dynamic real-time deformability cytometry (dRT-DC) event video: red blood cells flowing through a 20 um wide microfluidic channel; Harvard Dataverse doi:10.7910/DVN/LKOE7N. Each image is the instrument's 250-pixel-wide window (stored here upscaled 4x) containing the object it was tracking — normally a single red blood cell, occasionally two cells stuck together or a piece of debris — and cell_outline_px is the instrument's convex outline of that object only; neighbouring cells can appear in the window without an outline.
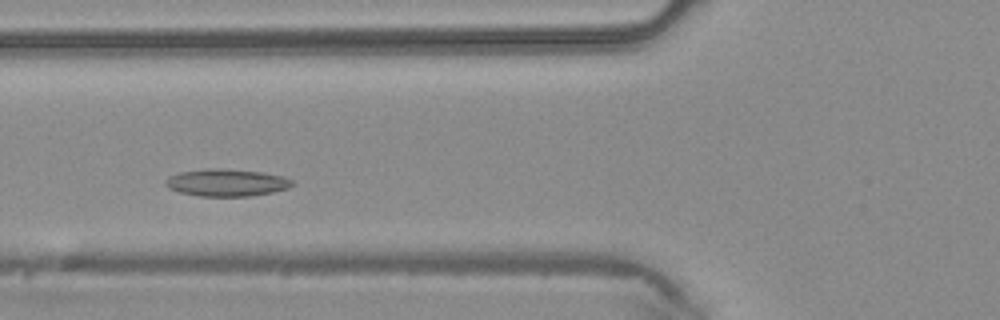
{"species": "common noctule bat (a hibernating species)", "species_latin": "Nyctalus noctula", "temperature_condition": "warm", "stored_images_in_passage": 32, "camera_frame_rate_fps": 3000, "um_per_image_px": 0.085, "animal": {"sex": "male", "body_mass_g": 20.4}, "frame": {"image": 1, "passage_image": 3, "time_ms": 0.667, "image_size_px": [1000, 320], "cell_outline_px": [[296, 184], [288, 188], [272, 192], [252, 196], [200, 196], [180, 192], [164, 184], [164, 180], [168, 176], [180, 172], [212, 168], [216, 168], [260, 172], [284, 176], [296, 180]], "centroid_in_image_um": [19.32, 15.52], "position_along_channel_um": 106.5, "area_um2": 20.11}}
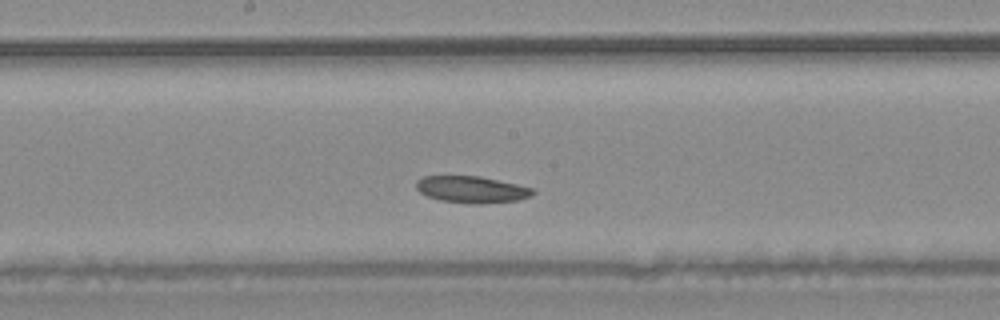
{"frame": {"image": 2, "passage_image": 10, "time_ms": 3.0, "image_size_px": [1000, 320], "cell_outline_px": [[536, 192], [532, 196], [520, 200], [480, 204], [472, 204], [440, 200], [428, 196], [420, 192], [416, 188], [416, 180], [424, 176], [480, 176], [536, 188]], "centroid_in_image_um": [40.15, 16.11], "position_along_channel_um": 208.0, "area_um2": 18.38}}
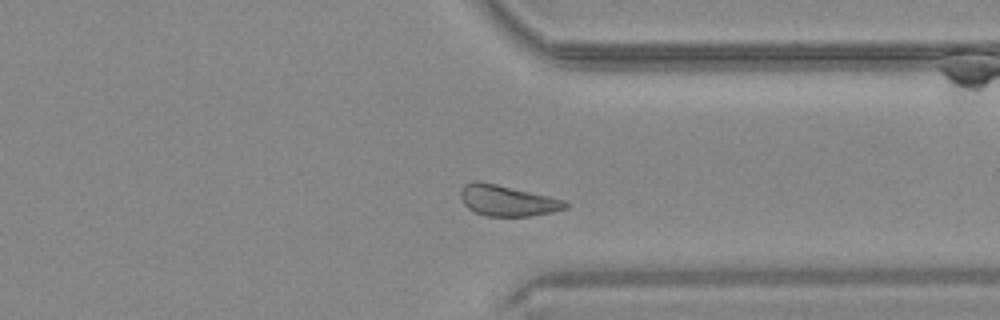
{"frame": {"image": 3, "passage_image": 21, "time_ms": 6.667, "image_size_px": [1000, 320], "cell_outline_px": [[568, 208], [552, 212], [528, 216], [484, 216], [468, 208], [464, 204], [460, 196], [460, 192], [464, 184], [476, 180], [496, 184], [548, 196], [564, 200], [568, 204]], "centroid_in_image_um": [43.1, 17.05], "position_along_channel_um": 368.3, "area_um2": 18.67}}